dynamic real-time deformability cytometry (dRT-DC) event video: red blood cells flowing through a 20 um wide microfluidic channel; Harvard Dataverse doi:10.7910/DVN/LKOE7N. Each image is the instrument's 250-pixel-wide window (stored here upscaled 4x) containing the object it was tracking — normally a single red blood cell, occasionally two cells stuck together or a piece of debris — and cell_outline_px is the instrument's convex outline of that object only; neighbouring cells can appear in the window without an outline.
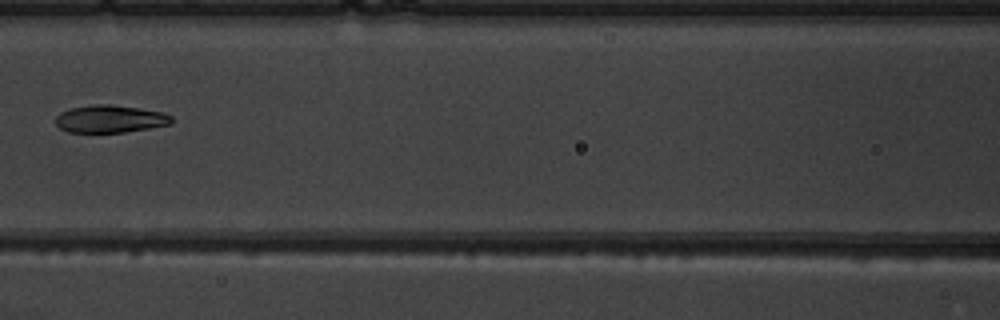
{"species": "common noctule bat (a hibernating species)", "species_latin": "Nyctalus noctula", "temperature_condition": "warm", "stored_images_in_passage": 6, "camera_frame_rate_fps": 3000, "um_per_image_px": 0.085, "animal": {"sex": "male", "body_mass_g": 19.5, "forearm_length_mm": 54.6}, "frame": {"image": 1, "passage_image": 6, "time_ms": 5.667, "image_size_px": [1000, 320], "cell_outline_px": [[172, 124], [124, 132], [68, 132], [60, 128], [56, 124], [56, 116], [60, 112], [68, 108], [92, 104], [112, 104], [164, 112], [172, 116]], "centroid_in_image_um": [9.34, 10.09], "position_along_channel_um": 157.3, "area_um2": 18.73}}